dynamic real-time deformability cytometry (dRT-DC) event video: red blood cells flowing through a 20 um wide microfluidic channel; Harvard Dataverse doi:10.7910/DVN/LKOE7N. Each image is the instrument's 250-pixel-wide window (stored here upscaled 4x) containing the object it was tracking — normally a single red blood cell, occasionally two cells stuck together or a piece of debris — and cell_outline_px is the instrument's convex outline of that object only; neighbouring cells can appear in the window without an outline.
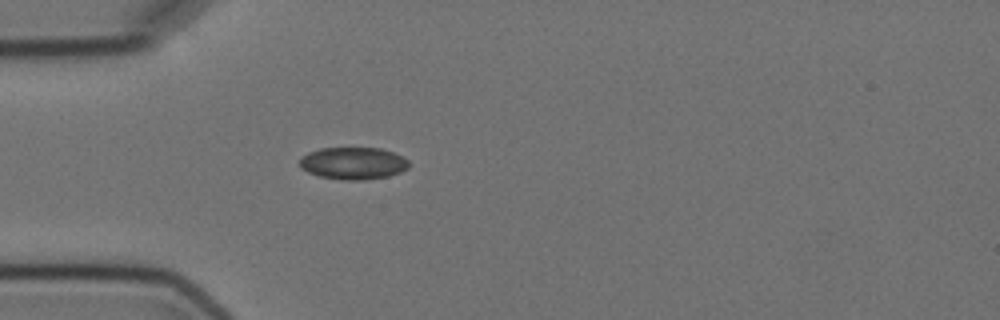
{"species": "Egyptian fruit bat (a non-hibernating species)", "species_latin": "Rousettus aegyptiacus", "temperature_condition": "cold", "stored_images_in_passage": 5, "camera_frame_rate_fps": 3000, "um_per_image_px": 0.085, "animal": {"sex": "female"}, "frame": {"image": 1, "passage_image": 5, "time_ms": 4.667, "image_size_px": [1000, 320], "cell_outline_px": [[408, 168], [400, 172], [388, 176], [364, 180], [340, 180], [320, 176], [308, 172], [300, 168], [300, 156], [308, 152], [320, 148], [380, 148], [392, 152], [408, 160]], "centroid_in_image_um": [29.98, 13.88], "position_along_channel_um": 55.0, "area_um2": 20.52}}